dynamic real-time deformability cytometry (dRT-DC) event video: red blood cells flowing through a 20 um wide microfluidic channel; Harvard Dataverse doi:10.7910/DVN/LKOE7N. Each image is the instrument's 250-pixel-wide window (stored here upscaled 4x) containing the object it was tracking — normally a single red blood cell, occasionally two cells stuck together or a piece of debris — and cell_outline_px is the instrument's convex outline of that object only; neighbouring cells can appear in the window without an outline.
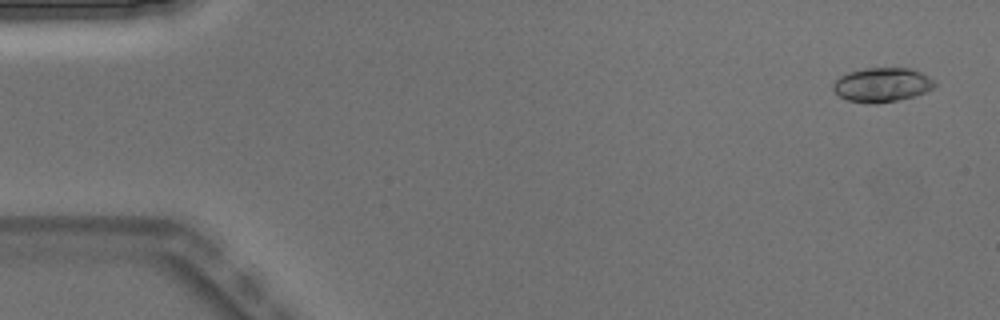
{"species": "Egyptian fruit bat (a non-hibernating species)", "species_latin": "Rousettus aegyptiacus", "temperature_condition": "warm", "stored_images_in_passage": 4, "camera_frame_rate_fps": 3000, "um_per_image_px": 0.085, "animal": {"sex": "male"}, "frame": {"image": 1, "passage_image": 1, "time_ms": 0.0, "image_size_px": [1000, 320], "cell_outline_px": [[936, 84], [932, 88], [924, 92], [912, 96], [896, 100], [876, 104], [868, 104], [848, 100], [840, 96], [832, 88], [832, 84], [840, 76], [848, 72], [864, 68], [908, 68], [920, 72], [928, 76]], "centroid_in_image_um": [74.93, 7.21], "position_along_channel_um": 10.1, "area_um2": 20.06}}